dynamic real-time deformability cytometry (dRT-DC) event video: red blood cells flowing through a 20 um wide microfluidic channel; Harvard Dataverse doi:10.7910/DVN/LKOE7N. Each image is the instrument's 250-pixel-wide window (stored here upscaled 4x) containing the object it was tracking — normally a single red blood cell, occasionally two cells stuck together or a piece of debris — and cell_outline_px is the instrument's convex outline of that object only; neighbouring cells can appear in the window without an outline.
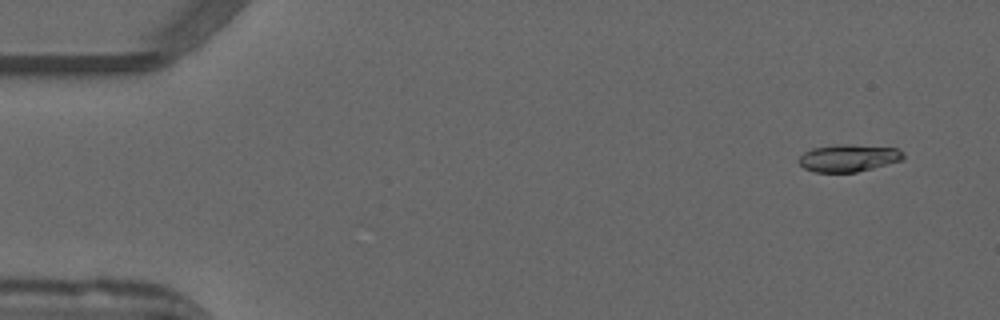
{"species": "common noctule bat (a hibernating species)", "species_latin": "Nyctalus noctula", "temperature_condition": "warm", "stored_images_in_passage": 11, "camera_frame_rate_fps": 3000, "um_per_image_px": 0.085, "animal": {"sex": "male", "forearm_length_mm": 52.5}, "frame": {"image": 1, "passage_image": 4, "time_ms": 1.0, "image_size_px": [1000, 320], "cell_outline_px": [[904, 160], [856, 172], [816, 172], [804, 168], [796, 160], [804, 152], [812, 148], [836, 144], [852, 144], [896, 148], [904, 152]], "centroid_in_image_um": [72.12, 13.42], "position_along_channel_um": 12.9, "area_um2": 16.76}}